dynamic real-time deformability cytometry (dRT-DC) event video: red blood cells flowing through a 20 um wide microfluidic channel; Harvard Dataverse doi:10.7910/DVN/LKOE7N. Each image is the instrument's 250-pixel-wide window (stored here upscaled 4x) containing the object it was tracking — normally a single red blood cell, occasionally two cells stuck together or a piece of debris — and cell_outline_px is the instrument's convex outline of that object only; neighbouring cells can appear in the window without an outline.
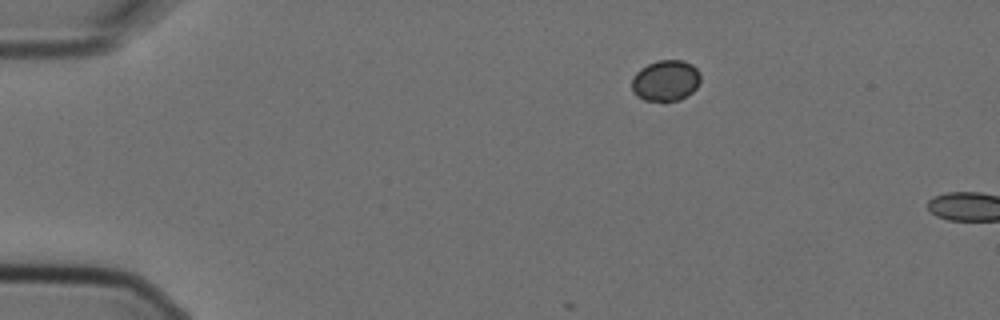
{"species": "Egyptian fruit bat (a non-hibernating species)", "species_latin": "Rousettus aegyptiacus", "temperature_condition": "cold", "stored_images_in_passage": 3, "camera_frame_rate_fps": 3000, "um_per_image_px": 0.085, "animal": {"sex": "female"}, "frame": {"image": 1, "passage_image": 1, "time_ms": 0.0, "image_size_px": [1000, 320], "cell_outline_px": [[700, 80], [696, 88], [692, 92], [680, 100], [644, 100], [636, 96], [632, 92], [632, 76], [640, 68], [656, 60], [684, 60], [692, 64], [700, 72]], "centroid_in_image_um": [56.57, 6.83], "position_along_channel_um": 28.4, "area_um2": 16.53}}